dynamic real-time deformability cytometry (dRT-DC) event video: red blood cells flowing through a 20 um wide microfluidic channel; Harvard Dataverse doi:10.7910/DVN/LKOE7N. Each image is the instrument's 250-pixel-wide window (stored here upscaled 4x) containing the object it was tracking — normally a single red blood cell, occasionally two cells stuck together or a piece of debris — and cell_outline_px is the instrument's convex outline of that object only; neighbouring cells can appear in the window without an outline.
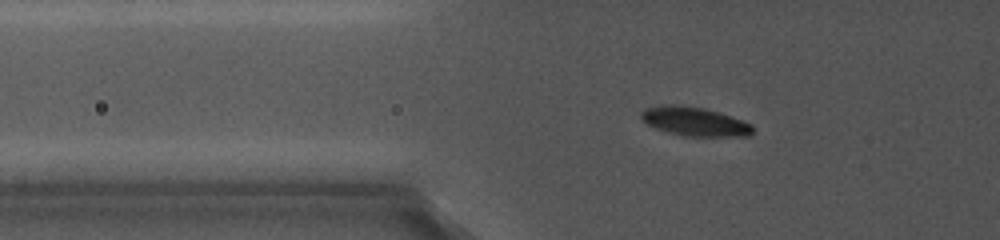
{"species": "common noctule bat (a hibernating species)", "species_latin": "Nyctalus noctula", "temperature_condition": "cold", "stored_images_in_passage": 13, "camera_frame_rate_fps": 5000, "um_per_image_px": 0.085, "animal": {"sex": "female", "body_mass_g": 19.0, "forearm_length_mm": 56.7}, "frame": {"image": 1, "passage_image": 8, "time_ms": 6.4, "image_size_px": [1000, 240], "cell_outline_px": [[752, 132], [748, 136], [684, 136], [668, 132], [656, 128], [648, 124], [640, 116], [640, 112], [644, 108], [660, 104], [676, 104], [704, 108], [720, 112], [752, 124]], "centroid_in_image_um": [59.01, 10.31], "position_along_channel_um": 66.8, "area_um2": 18.84}}
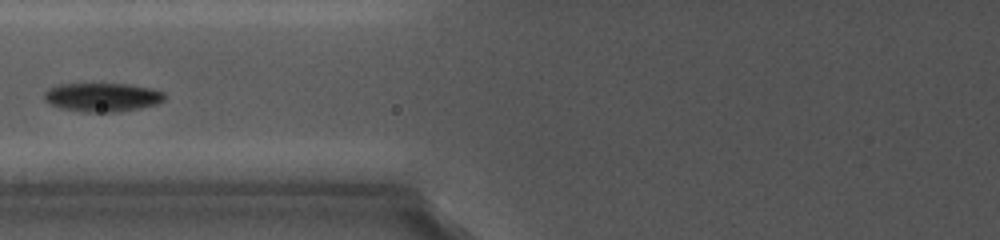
{"frame": {"image": 2, "passage_image": 10, "time_ms": 8.2, "image_size_px": [1000, 240], "cell_outline_px": [[164, 100], [156, 104], [136, 108], [112, 112], [88, 112], [60, 108], [48, 104], [44, 100], [44, 92], [48, 88], [56, 84], [128, 84], [152, 88], [164, 92]], "centroid_in_image_um": [8.64, 8.25], "position_along_channel_um": 117.2, "area_um2": 20.11}}